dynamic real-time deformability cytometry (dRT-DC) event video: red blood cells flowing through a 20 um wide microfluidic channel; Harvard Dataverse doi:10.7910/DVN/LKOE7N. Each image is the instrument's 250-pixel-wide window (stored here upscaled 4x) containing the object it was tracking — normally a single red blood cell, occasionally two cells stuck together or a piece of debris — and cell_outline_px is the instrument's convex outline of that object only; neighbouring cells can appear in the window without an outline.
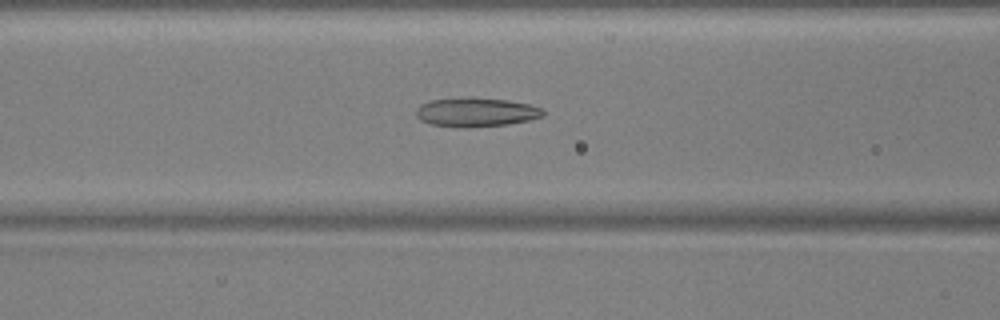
{"species": "common noctule bat (a hibernating species)", "species_latin": "Nyctalus noctula", "temperature_condition": "warm", "stored_images_in_passage": 52, "camera_frame_rate_fps": 3000, "um_per_image_px": 0.085, "animal": {"sex": "male", "body_mass_g": 17.9, "forearm_length_mm": 54.2}, "frame": {"image": 1, "passage_image": 21, "time_ms": 6.667, "image_size_px": [1000, 320], "cell_outline_px": [[544, 116], [528, 120], [508, 124], [464, 128], [432, 124], [420, 120], [416, 116], [416, 108], [420, 104], [428, 100], [464, 96], [468, 96], [508, 100], [532, 104], [544, 108]], "centroid_in_image_um": [40.46, 9.51], "position_along_channel_um": 126.1, "area_um2": 22.02}}
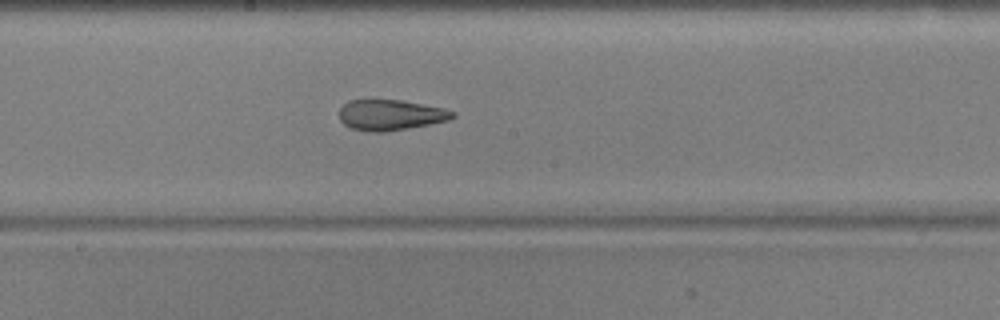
{"frame": {"image": 2, "passage_image": 28, "time_ms": 9.0, "image_size_px": [1000, 320], "cell_outline_px": [[456, 116], [448, 120], [428, 124], [384, 132], [368, 132], [352, 128], [344, 124], [340, 120], [340, 108], [348, 100], [400, 100], [444, 108], [456, 112]], "centroid_in_image_um": [33.19, 9.77], "position_along_channel_um": 215.0, "area_um2": 20.06}}
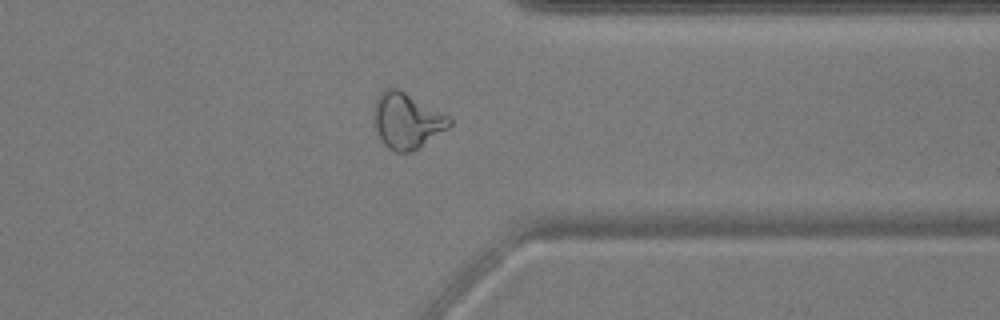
{"frame": {"image": 3, "passage_image": 41, "time_ms": 13.333, "image_size_px": [1000, 320], "cell_outline_px": [[452, 124], [448, 128], [416, 148], [408, 152], [396, 152], [388, 148], [384, 144], [372, 124], [372, 108], [376, 96], [384, 88], [400, 88], [448, 116], [452, 120]], "centroid_in_image_um": [34.5, 10.21], "position_along_channel_um": 376.9, "area_um2": 24.68}, "authors_computed_cell_mechanics": {"area_um2": 22.8021, "velocity_mm_per_s": 3.8147, "shape_relaxation_time_tau1_ms": null, "shape_relaxation_time_tau2_ms": 2.2565, "deformation_change_tau1": null, "deformation_change_tau2": 0.1076}}